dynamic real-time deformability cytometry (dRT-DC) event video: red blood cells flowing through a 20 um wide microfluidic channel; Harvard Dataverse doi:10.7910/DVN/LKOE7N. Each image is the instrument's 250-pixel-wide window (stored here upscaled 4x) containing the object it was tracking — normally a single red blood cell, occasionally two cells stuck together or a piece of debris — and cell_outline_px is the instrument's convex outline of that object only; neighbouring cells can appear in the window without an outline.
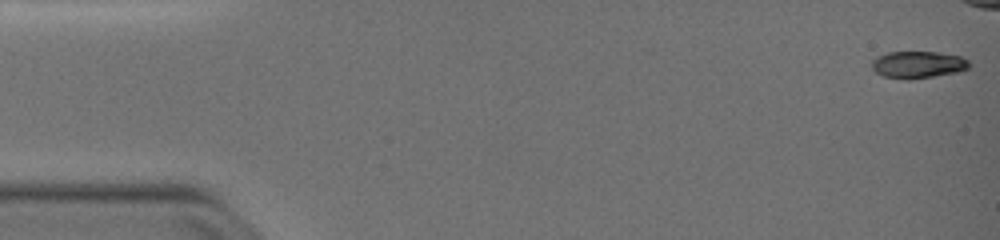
{"species": "common noctule bat (a hibernating species)", "species_latin": "Nyctalus noctula", "temperature_condition": "warm", "stored_images_in_passage": 46, "camera_frame_rate_fps": 3000, "um_per_image_px": 0.085, "animal": {"sex": "female", "body_mass_g": 19.0, "forearm_length_mm": 51.5}, "frame": {"image": 1, "passage_image": 1, "time_ms": 0.0, "image_size_px": [1000, 240], "cell_outline_px": [[972, 64], [968, 68], [960, 72], [908, 80], [884, 76], [876, 72], [872, 68], [872, 60], [876, 56], [888, 52], [940, 52], [960, 56], [968, 60]], "centroid_in_image_um": [78.05, 5.49], "position_along_channel_um": 6.9, "area_um2": 15.49}}
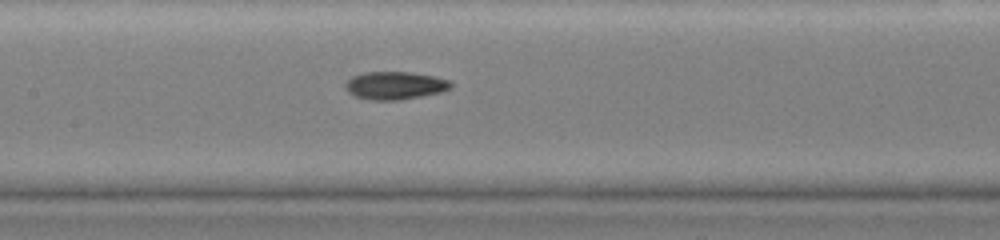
{"frame": {"image": 2, "passage_image": 26, "time_ms": 8.333, "image_size_px": [1000, 240], "cell_outline_px": [[452, 88], [440, 92], [400, 100], [372, 100], [356, 96], [348, 92], [344, 88], [344, 84], [352, 76], [364, 72], [412, 72], [432, 76], [448, 80], [452, 84]], "centroid_in_image_um": [33.54, 7.26], "position_along_channel_um": 173.9, "area_um2": 17.05}}
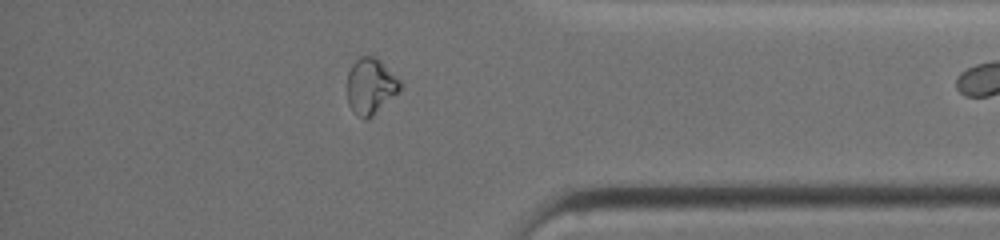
{"frame": {"image": 3, "passage_image": 45, "time_ms": 14.667, "image_size_px": [1000, 240], "cell_outline_px": [[404, 84], [400, 92], [368, 120], [364, 120], [352, 112], [348, 104], [348, 72], [352, 64], [360, 56], [376, 56]], "centroid_in_image_um": [31.53, 7.35], "position_along_channel_um": 403.7, "area_um2": 17.63}}